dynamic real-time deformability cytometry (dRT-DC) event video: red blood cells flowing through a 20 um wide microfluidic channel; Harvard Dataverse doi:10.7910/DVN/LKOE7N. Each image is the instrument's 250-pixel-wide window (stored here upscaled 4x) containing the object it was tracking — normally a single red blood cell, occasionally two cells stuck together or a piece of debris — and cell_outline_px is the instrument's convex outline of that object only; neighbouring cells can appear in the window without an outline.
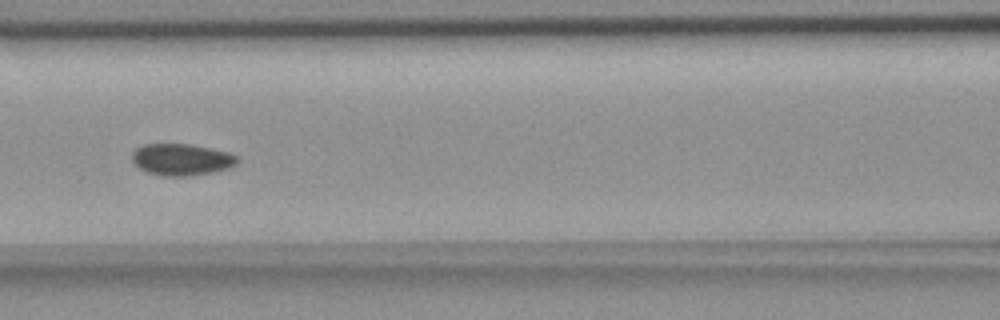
{"species": "common noctule bat (a hibernating species)", "species_latin": "Nyctalus noctula", "temperature_condition": "room temperature", "stored_images_in_passage": 9, "camera_frame_rate_fps": 3000, "um_per_image_px": 0.085, "animal": {"sex": "female", "body_mass_g": 18.4}, "frame": {"image": 1, "passage_image": 7, "time_ms": 7.0, "image_size_px": [1000, 320], "cell_outline_px": [[240, 160], [236, 164], [228, 168], [212, 172], [188, 176], [164, 176], [148, 172], [140, 168], [132, 160], [132, 152], [136, 148], [144, 144], [188, 144], [228, 152], [236, 156]], "centroid_in_image_um": [15.42, 13.56], "position_along_channel_um": 151.2, "area_um2": 19.25}}
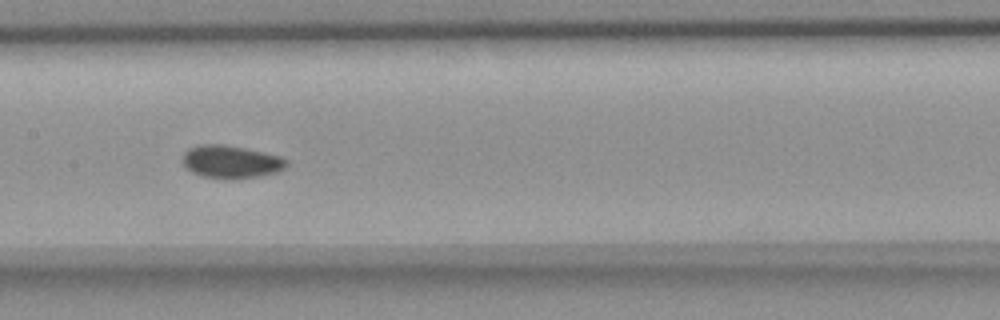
{"frame": {"image": 2, "passage_image": 8, "time_ms": 8.0, "image_size_px": [1000, 320], "cell_outline_px": [[288, 164], [284, 168], [276, 172], [260, 176], [236, 180], [200, 176], [192, 172], [184, 164], [184, 152], [188, 148], [200, 144], [224, 144], [244, 148], [280, 156], [288, 160]], "centroid_in_image_um": [19.64, 13.76], "position_along_channel_um": 187.8, "area_um2": 19.94}}
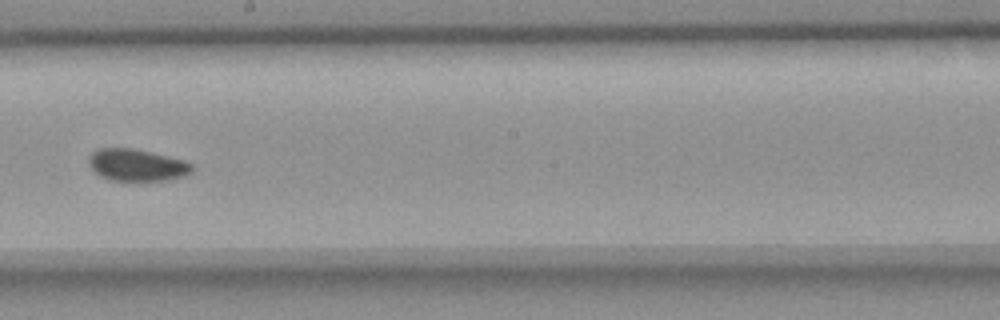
{"frame": {"image": 3, "passage_image": 9, "time_ms": 9.333, "image_size_px": [1000, 320], "cell_outline_px": [[192, 172], [188, 176], [168, 180], [140, 184], [132, 184], [108, 180], [100, 176], [92, 168], [88, 160], [92, 152], [100, 148], [132, 148], [184, 160], [192, 164]], "centroid_in_image_um": [11.66, 14.1], "position_along_channel_um": 236.5, "area_um2": 20.11}}